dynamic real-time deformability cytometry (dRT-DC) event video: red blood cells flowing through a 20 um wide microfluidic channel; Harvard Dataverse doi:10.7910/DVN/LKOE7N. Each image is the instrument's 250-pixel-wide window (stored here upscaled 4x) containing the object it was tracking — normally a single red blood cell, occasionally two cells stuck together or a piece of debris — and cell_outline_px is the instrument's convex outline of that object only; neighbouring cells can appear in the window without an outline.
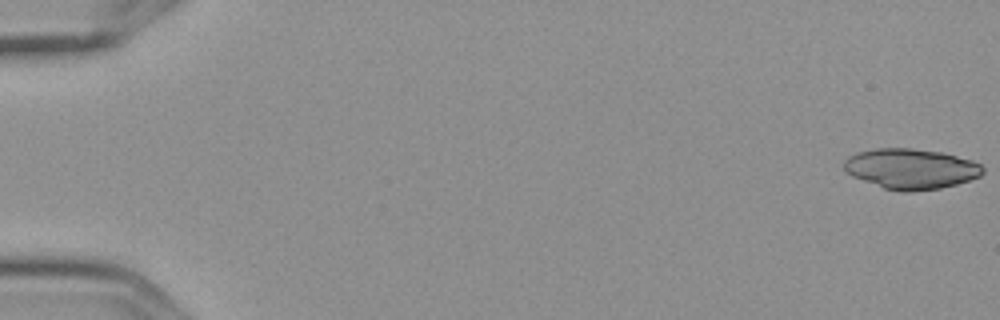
{"species": "Egyptian fruit bat (a non-hibernating species)", "species_latin": "Rousettus aegyptiacus", "temperature_condition": "cold", "stored_images_in_passage": 8, "camera_frame_rate_fps": 3000, "um_per_image_px": 0.085, "frame": {"image": 1, "passage_image": 1, "time_ms": 0.0, "image_size_px": [1000, 320], "cell_outline_px": [[984, 172], [980, 176], [956, 184], [940, 188], [912, 192], [900, 192], [884, 188], [852, 176], [844, 168], [844, 160], [848, 156], [856, 152], [876, 148], [912, 148], [944, 152], [972, 160], [980, 164], [984, 168]], "centroid_in_image_um": [77.43, 14.34], "position_along_channel_um": 7.6, "area_um2": 32.77}}
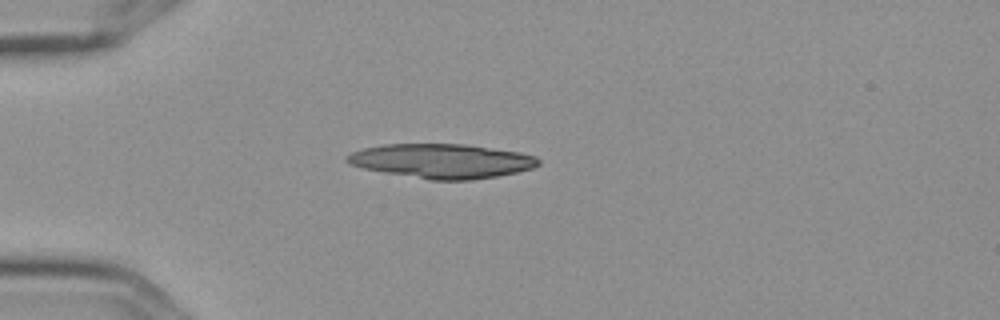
{"frame": {"image": 2, "passage_image": 5, "time_ms": 1.333, "image_size_px": [1000, 320], "cell_outline_px": [[540, 164], [532, 168], [516, 172], [496, 176], [468, 180], [428, 180], [384, 172], [364, 168], [348, 164], [344, 160], [344, 156], [352, 152], [364, 148], [384, 144], [464, 144], [520, 152], [536, 156], [540, 160]], "centroid_in_image_um": [37.53, 13.68], "position_along_channel_um": 47.5, "area_um2": 38.32}}